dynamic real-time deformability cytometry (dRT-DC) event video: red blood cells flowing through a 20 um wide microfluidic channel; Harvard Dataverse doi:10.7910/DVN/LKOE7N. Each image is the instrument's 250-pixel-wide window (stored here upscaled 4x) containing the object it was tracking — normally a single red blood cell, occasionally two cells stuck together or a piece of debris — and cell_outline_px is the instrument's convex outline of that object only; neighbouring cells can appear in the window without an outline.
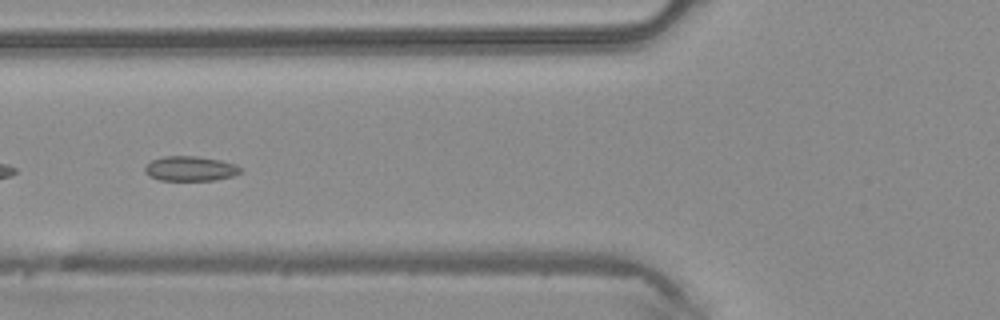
{"species": "common noctule bat (a hibernating species)", "species_latin": "Nyctalus noctula", "temperature_condition": "warm", "stored_images_in_passage": 22, "camera_frame_rate_fps": 3000, "um_per_image_px": 0.085, "animal": {"sex": "male", "body_mass_g": 20.4}, "frame": {"image": 1, "passage_image": 19, "time_ms": 6.0, "image_size_px": [1000, 320], "cell_outline_px": [[244, 172], [232, 176], [216, 180], [160, 180], [148, 176], [144, 172], [144, 168], [152, 160], [164, 156], [196, 156], [220, 160], [236, 164]], "centroid_in_image_um": [16.19, 14.33], "position_along_channel_um": 109.6, "area_um2": 13.87}}